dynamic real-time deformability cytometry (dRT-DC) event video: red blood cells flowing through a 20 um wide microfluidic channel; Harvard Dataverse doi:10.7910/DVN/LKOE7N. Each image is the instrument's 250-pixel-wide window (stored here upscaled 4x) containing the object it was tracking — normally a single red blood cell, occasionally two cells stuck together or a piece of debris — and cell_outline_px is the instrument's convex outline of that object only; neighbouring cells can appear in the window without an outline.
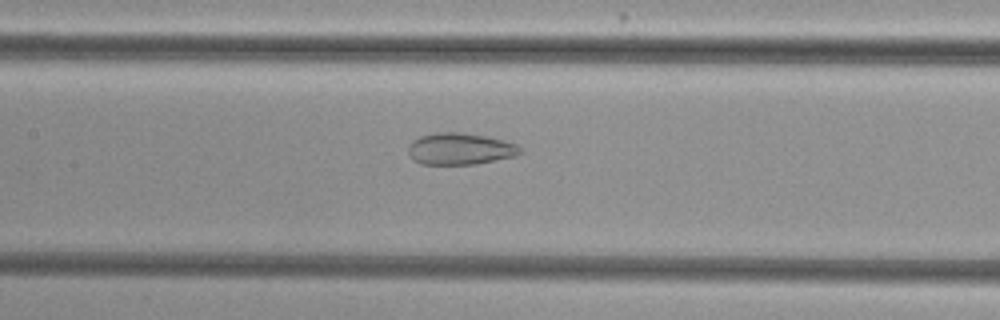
{"species": "common noctule bat (a hibernating species)", "species_latin": "Nyctalus noctula", "temperature_condition": "cold", "stored_images_in_passage": 45, "camera_frame_rate_fps": 3000, "um_per_image_px": 0.085, "animal": {"sex": "female", "body_mass_g": 29.2, "forearm_length_mm": 56.3}, "frame": {"image": 1, "passage_image": 17, "time_ms": 5.333, "image_size_px": [1000, 320], "cell_outline_px": [[524, 152], [516, 156], [476, 164], [420, 164], [412, 160], [408, 152], [408, 148], [412, 140], [420, 136], [436, 132], [460, 132], [488, 136], [504, 140], [516, 144]], "centroid_in_image_um": [39.11, 12.65], "position_along_channel_um": 168.3, "area_um2": 20.92}}
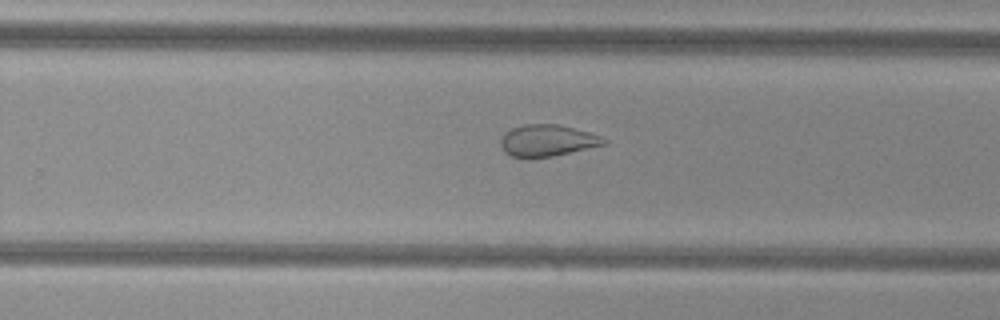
{"frame": {"image": 2, "passage_image": 26, "time_ms": 8.333, "image_size_px": [1000, 320], "cell_outline_px": [[608, 144], [552, 156], [528, 160], [508, 156], [504, 152], [500, 144], [500, 136], [504, 132], [512, 128], [524, 124], [556, 124], [588, 132], [600, 136], [608, 140]], "centroid_in_image_um": [46.45, 11.98], "position_along_channel_um": 283.3, "area_um2": 19.48}}
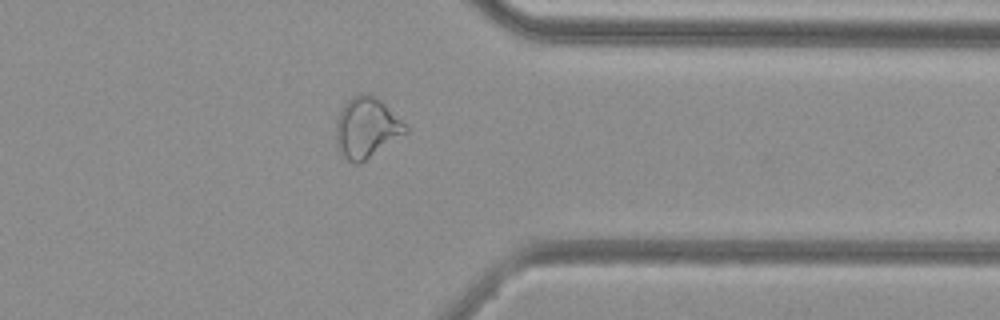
{"frame": {"image": 3, "passage_image": 34, "time_ms": 11.0, "image_size_px": [1000, 320], "cell_outline_px": [[408, 132], [360, 164], [356, 164], [348, 160], [340, 152], [336, 144], [336, 120], [344, 104], [352, 96], [360, 92], [368, 92], [376, 96], [408, 128]], "centroid_in_image_um": [31.13, 10.85], "position_along_channel_um": 380.3, "area_um2": 24.39}, "authors_computed_cell_mechanics": {"area_um2": 24.565, "velocity_mm_per_s": 3.8496, "shape_relaxation_time_tau1_ms": null, "shape_relaxation_time_tau2_ms": 1.965, "deformation_change_tau1": null, "deformation_change_tau2": 0.0867}}